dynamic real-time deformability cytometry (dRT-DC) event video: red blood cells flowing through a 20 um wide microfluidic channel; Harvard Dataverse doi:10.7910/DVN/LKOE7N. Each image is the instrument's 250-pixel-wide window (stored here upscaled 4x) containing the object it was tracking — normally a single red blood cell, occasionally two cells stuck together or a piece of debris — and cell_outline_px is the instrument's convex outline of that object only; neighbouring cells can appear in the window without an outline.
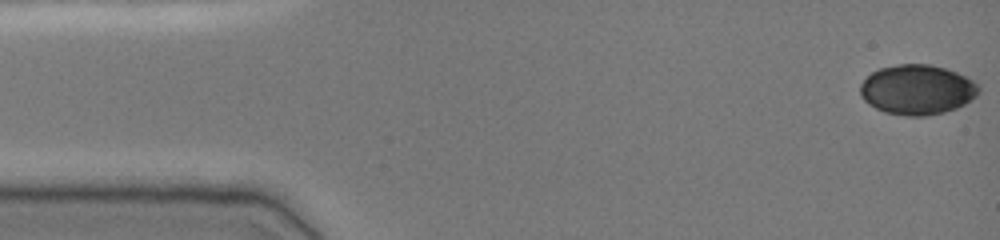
{"species": "common noctule bat (a hibernating species)", "species_latin": "Nyctalus noctula", "temperature_condition": "cold", "stored_images_in_passage": 49, "camera_frame_rate_fps": 3000, "um_per_image_px": 0.085, "animal": {"sex": "female", "body_mass_g": 19.0, "forearm_length_mm": 51.5}, "frame": {"image": 1, "passage_image": 1, "time_ms": 0.0, "image_size_px": [1000, 240], "cell_outline_px": [[980, 92], [976, 96], [964, 104], [956, 108], [944, 112], [924, 116], [908, 116], [884, 112], [868, 104], [860, 96], [860, 84], [872, 72], [880, 68], [900, 64], [932, 64], [956, 72], [980, 84]], "centroid_in_image_um": [77.96, 7.62], "position_along_channel_um": 7.0, "area_um2": 34.51}}
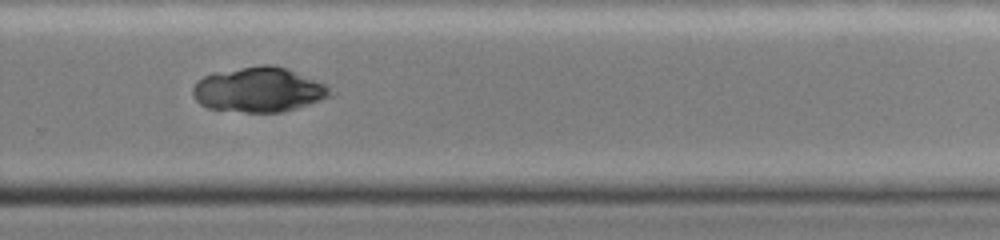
{"frame": {"image": 2, "passage_image": 34, "time_ms": 11.0, "image_size_px": [1000, 240], "cell_outline_px": [[332, 96], [284, 112], [244, 112], [208, 108], [200, 104], [192, 96], [192, 88], [196, 80], [204, 76], [240, 68], [260, 64], [272, 64], [288, 68], [324, 84], [328, 88]], "centroid_in_image_um": [21.96, 7.63], "position_along_channel_um": 307.8, "area_um2": 35.66}}